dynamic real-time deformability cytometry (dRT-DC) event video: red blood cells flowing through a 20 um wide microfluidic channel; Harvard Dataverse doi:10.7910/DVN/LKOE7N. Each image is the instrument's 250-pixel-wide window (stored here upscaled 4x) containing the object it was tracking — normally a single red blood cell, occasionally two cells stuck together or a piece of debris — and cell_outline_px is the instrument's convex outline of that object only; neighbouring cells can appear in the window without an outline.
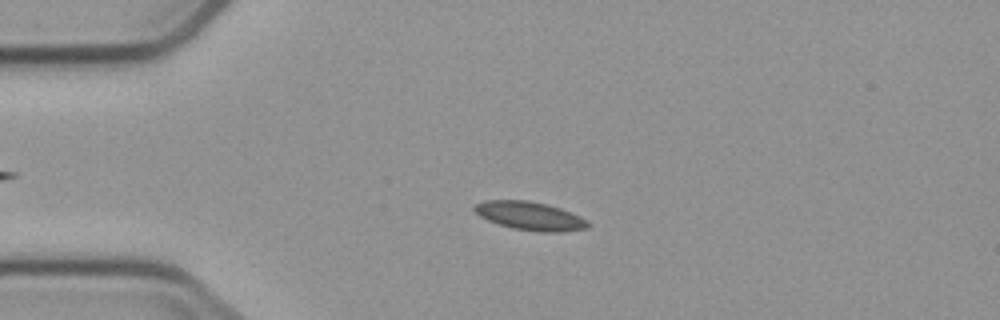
{"species": "common noctule bat (a hibernating species)", "species_latin": "Nyctalus noctula", "temperature_condition": "cold", "stored_images_in_passage": 3, "camera_frame_rate_fps": 3000, "um_per_image_px": 0.085, "animal": {"sex": "male", "body_mass_g": 23.1, "forearm_length_mm": 52.7}, "frame": {"image": 1, "passage_image": 3, "time_ms": 2.333, "image_size_px": [1000, 320], "cell_outline_px": [[592, 224], [588, 228], [564, 232], [540, 232], [512, 228], [488, 220], [480, 216], [472, 208], [476, 204], [484, 200], [528, 200], [548, 204], [560, 208], [580, 216], [588, 220]], "centroid_in_image_um": [45.09, 18.35], "position_along_channel_um": 39.9, "area_um2": 18.96}}